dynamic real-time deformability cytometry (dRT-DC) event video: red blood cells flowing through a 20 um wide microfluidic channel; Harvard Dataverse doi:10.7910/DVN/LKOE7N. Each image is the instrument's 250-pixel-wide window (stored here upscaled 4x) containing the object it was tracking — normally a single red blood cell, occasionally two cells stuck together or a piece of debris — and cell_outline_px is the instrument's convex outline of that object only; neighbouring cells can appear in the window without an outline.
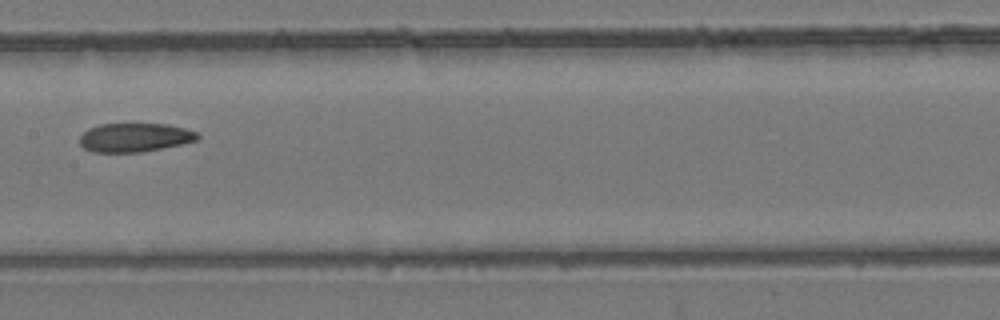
{"species": "common noctule bat (a hibernating species)", "species_latin": "Nyctalus noctula", "temperature_condition": "room temperature", "stored_images_in_passage": 9, "camera_frame_rate_fps": 3000, "um_per_image_px": 0.085, "animal": {"sex": "female", "body_mass_g": 24.6, "forearm_length_mm": 56.2}, "frame": {"image": 1, "passage_image": 9, "time_ms": 2.667, "image_size_px": [1000, 320], "cell_outline_px": [[200, 136], [196, 140], [180, 144], [140, 152], [92, 152], [84, 148], [80, 144], [80, 136], [88, 128], [100, 124], [168, 124], [184, 128], [196, 132]], "centroid_in_image_um": [11.42, 11.68], "position_along_channel_um": 196.0, "area_um2": 19.59}}